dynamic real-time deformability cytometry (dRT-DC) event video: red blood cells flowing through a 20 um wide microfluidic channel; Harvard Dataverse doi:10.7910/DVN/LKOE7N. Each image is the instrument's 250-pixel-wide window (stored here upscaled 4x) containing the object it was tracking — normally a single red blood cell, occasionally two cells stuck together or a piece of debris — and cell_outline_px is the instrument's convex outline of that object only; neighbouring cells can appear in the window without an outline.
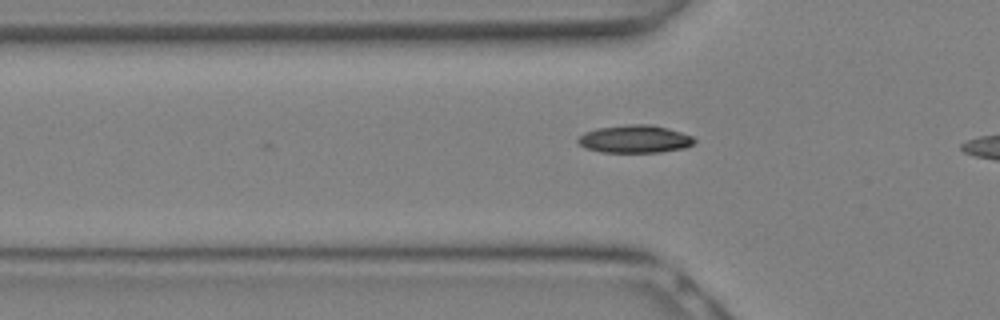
{"species": "Egyptian fruit bat (a non-hibernating species)", "species_latin": "Rousettus aegyptiacus", "temperature_condition": "warm", "stored_images_in_passage": 6, "camera_frame_rate_fps": 3000, "um_per_image_px": 0.085, "animal": {"sex": "female"}, "frame": {"image": 1, "passage_image": 6, "time_ms": 1.667, "image_size_px": [1000, 320], "cell_outline_px": [[696, 140], [692, 144], [684, 148], [660, 152], [600, 152], [584, 148], [576, 140], [584, 132], [596, 128], [628, 124], [652, 124], [668, 128], [692, 136]], "centroid_in_image_um": [53.93, 11.81], "position_along_channel_um": 71.9, "area_um2": 18.9}}